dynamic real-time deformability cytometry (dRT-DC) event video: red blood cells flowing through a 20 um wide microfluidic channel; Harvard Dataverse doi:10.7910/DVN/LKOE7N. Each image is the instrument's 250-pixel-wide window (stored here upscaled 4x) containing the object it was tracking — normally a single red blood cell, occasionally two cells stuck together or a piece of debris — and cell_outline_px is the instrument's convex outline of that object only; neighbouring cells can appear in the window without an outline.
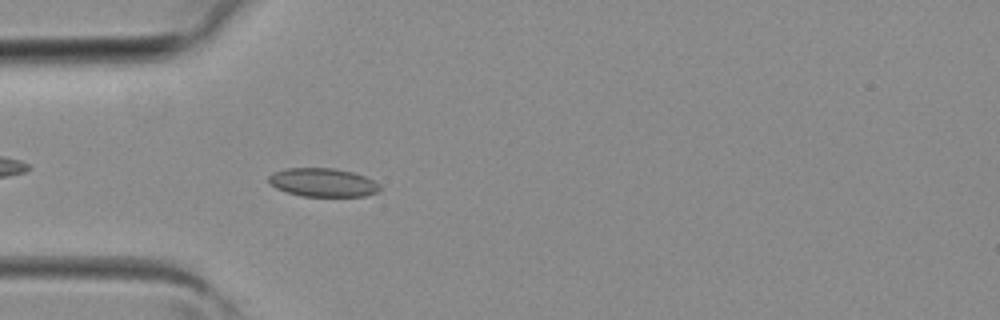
{"species": "common noctule bat (a hibernating species)", "species_latin": "Nyctalus noctula", "temperature_condition": "room temperature", "stored_images_in_passage": 33, "camera_frame_rate_fps": 3000, "um_per_image_px": 0.085, "animal": {"sex": "female", "body_mass_g": 19.3, "forearm_length_mm": 54.1}, "frame": {"image": 1, "passage_image": 5, "time_ms": 1.333, "image_size_px": [1000, 320], "cell_outline_px": [[380, 188], [376, 192], [364, 196], [300, 196], [276, 188], [268, 184], [268, 176], [272, 172], [284, 168], [332, 168], [352, 172], [364, 176], [380, 184]], "centroid_in_image_um": [27.38, 15.5], "position_along_channel_um": 57.6, "area_um2": 18.5}}
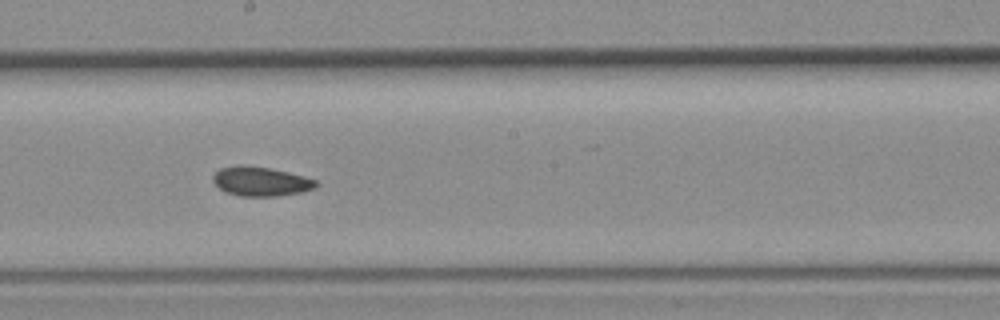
{"frame": {"image": 2, "passage_image": 15, "time_ms": 4.667, "image_size_px": [1000, 320], "cell_outline_px": [[320, 184], [316, 188], [300, 192], [276, 196], [240, 196], [228, 192], [220, 188], [212, 180], [212, 176], [220, 168], [244, 164], [268, 168], [288, 172], [304, 176], [316, 180]], "centroid_in_image_um": [22.19, 15.41], "position_along_channel_um": 226.0, "area_um2": 17.51}}
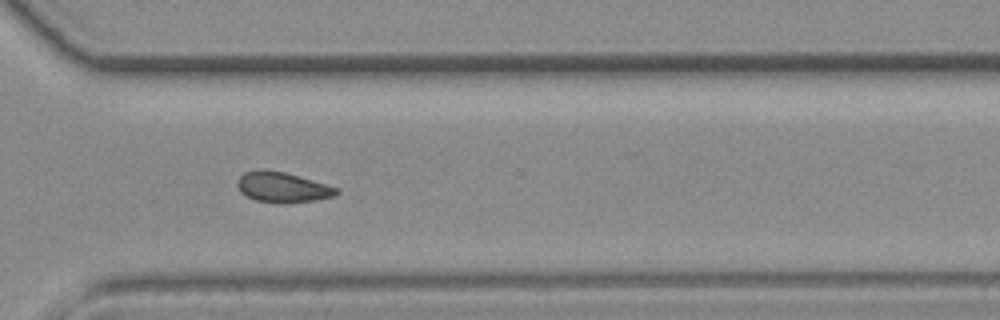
{"frame": {"image": 3, "passage_image": 22, "time_ms": 7.0, "image_size_px": [1000, 320], "cell_outline_px": [[340, 192], [336, 196], [316, 200], [256, 200], [240, 192], [236, 184], [236, 180], [244, 172], [260, 168], [284, 172], [312, 180], [336, 188]], "centroid_in_image_um": [23.96, 15.85], "position_along_channel_um": 346.6, "area_um2": 16.7}}